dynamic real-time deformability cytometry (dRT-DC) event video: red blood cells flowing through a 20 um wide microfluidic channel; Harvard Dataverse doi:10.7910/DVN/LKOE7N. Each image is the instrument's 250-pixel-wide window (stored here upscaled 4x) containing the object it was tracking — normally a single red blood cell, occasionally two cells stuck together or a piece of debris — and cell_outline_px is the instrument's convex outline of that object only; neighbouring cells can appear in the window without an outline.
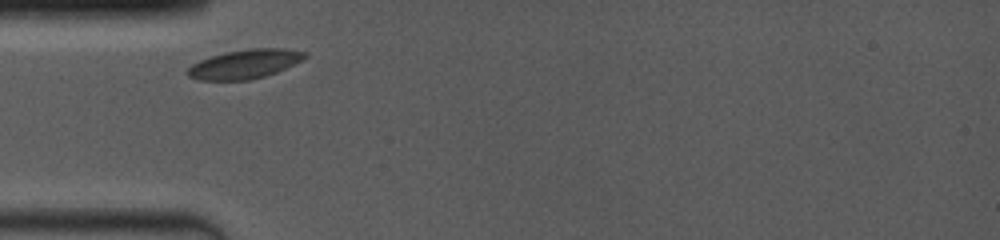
{"species": "common noctule bat (a hibernating species)", "species_latin": "Nyctalus noctula", "temperature_condition": "room temperature", "stored_images_in_passage": 19, "camera_frame_rate_fps": 4000, "um_per_image_px": 0.085, "animal": {"sex": "female", "body_mass_g": 19.0, "forearm_length_mm": 53.3}, "frame": {"image": 1, "passage_image": 1, "time_ms": 0.0, "image_size_px": [1000, 240], "cell_outline_px": [[308, 56], [276, 72], [264, 76], [248, 80], [200, 80], [188, 76], [188, 68], [192, 64], [200, 60], [212, 56], [228, 52], [248, 48], [284, 48], [308, 52]], "centroid_in_image_um": [20.81, 5.43], "position_along_channel_um": 64.2, "area_um2": 19.59}}
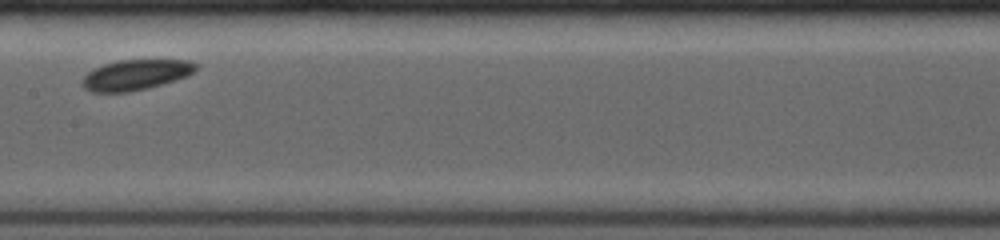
{"frame": {"image": 2, "passage_image": 6, "time_ms": 3.5, "image_size_px": [1000, 240], "cell_outline_px": [[200, 68], [196, 72], [188, 76], [148, 88], [128, 92], [92, 92], [84, 88], [84, 76], [88, 72], [104, 64], [120, 60], [188, 60], [196, 64]], "centroid_in_image_um": [11.6, 6.36], "position_along_channel_um": 195.8, "area_um2": 20.0}}
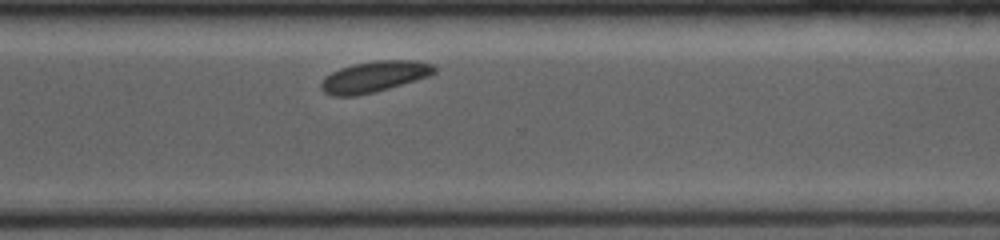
{"frame": {"image": 3, "passage_image": 19, "time_ms": 7.25, "image_size_px": [1000, 240], "cell_outline_px": [[436, 72], [428, 76], [416, 80], [388, 88], [356, 96], [332, 96], [324, 92], [320, 88], [320, 84], [332, 72], [340, 68], [356, 64], [376, 60], [416, 60], [432, 64], [436, 68]], "centroid_in_image_um": [31.83, 6.51], "position_along_channel_um": 338.8, "area_um2": 20.17}}